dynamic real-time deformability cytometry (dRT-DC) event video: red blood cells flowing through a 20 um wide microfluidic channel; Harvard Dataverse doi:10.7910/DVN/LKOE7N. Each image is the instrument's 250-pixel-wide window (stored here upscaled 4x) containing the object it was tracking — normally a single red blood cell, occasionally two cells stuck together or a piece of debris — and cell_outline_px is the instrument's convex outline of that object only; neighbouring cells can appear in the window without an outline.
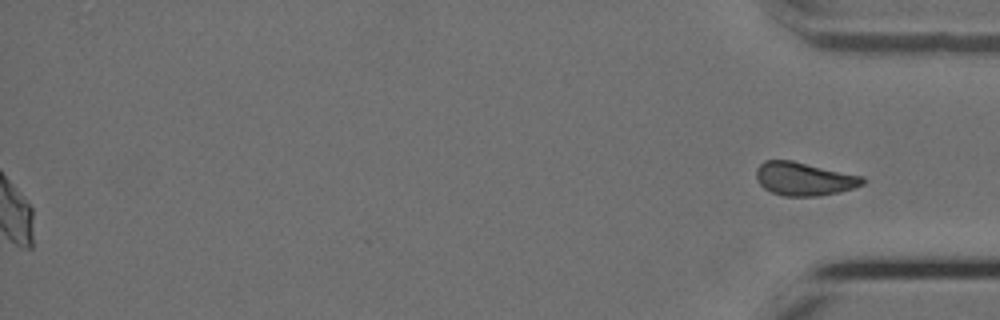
{"species": "Egyptian fruit bat (a non-hibernating species)", "species_latin": "Rousettus aegyptiacus", "temperature_condition": "cold", "stored_images_in_passage": 49, "segment_of_instrument_passage": [2, 2], "camera_frame_rate_fps": 3000, "um_per_image_px": 0.085, "animal": {"sex": "female"}, "frame": {"image": 1, "passage_image": 49, "time_ms": 16.0, "image_size_px": [1000, 320], "cell_outline_px": [[868, 180], [864, 184], [840, 192], [820, 196], [784, 196], [772, 192], [764, 188], [756, 180], [756, 168], [764, 160], [792, 160], [864, 176]], "centroid_in_image_um": [68.37, 15.2], "position_along_channel_um": 366.8, "area_um2": 20.92}}